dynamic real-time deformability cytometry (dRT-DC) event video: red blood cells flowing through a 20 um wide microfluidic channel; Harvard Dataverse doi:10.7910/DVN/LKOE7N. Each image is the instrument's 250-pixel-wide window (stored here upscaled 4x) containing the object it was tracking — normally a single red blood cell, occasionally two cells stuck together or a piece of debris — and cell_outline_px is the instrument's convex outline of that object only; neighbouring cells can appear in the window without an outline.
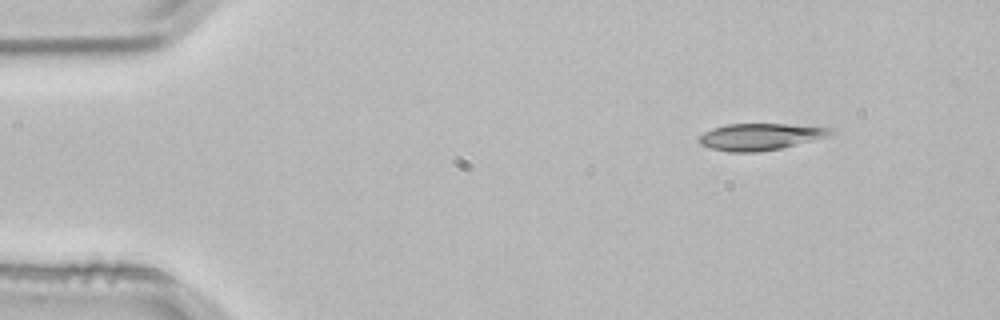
{"species": "common noctule bat (a hibernating species)", "species_latin": "Nyctalus noctula", "temperature_condition": "room temperature", "stored_images_in_passage": 2, "camera_frame_rate_fps": 3000, "um_per_image_px": 0.085, "animal": {"sex": "male", "body_mass_g": 21.5, "forearm_length_mm": 52.0}, "frame": {"image": 1, "passage_image": 1, "time_ms": 0.0, "image_size_px": [1000, 320], "cell_outline_px": [[836, 132], [828, 136], [780, 148], [756, 152], [728, 152], [712, 148], [700, 144], [696, 140], [704, 132], [712, 128], [728, 124], [788, 124], [832, 128]], "centroid_in_image_um": [64.59, 11.61], "position_along_channel_um": 20.4, "area_um2": 20.35}}